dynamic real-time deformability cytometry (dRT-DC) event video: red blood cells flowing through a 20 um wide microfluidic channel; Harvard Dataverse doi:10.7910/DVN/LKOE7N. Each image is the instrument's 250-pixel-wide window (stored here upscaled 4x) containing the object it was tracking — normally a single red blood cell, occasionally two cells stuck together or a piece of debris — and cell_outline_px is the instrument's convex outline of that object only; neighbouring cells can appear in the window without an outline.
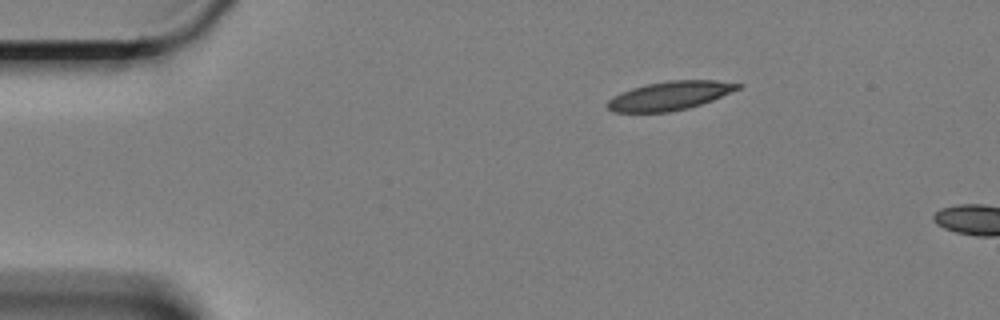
{"species": "Egyptian fruit bat (a non-hibernating species)", "species_latin": "Rousettus aegyptiacus", "temperature_condition": "cold", "stored_images_in_passage": 5, "camera_frame_rate_fps": 3000, "um_per_image_px": 0.085, "animal": {"sex": "female"}, "frame": {"image": 1, "passage_image": 1, "time_ms": 0.0, "image_size_px": [1000, 320], "cell_outline_px": [[744, 84], [740, 88], [712, 100], [688, 108], [668, 112], [612, 112], [604, 104], [612, 96], [620, 92], [644, 84], [668, 80], [716, 80]], "centroid_in_image_um": [56.89, 8.13], "position_along_channel_um": 28.1, "area_um2": 21.96}}